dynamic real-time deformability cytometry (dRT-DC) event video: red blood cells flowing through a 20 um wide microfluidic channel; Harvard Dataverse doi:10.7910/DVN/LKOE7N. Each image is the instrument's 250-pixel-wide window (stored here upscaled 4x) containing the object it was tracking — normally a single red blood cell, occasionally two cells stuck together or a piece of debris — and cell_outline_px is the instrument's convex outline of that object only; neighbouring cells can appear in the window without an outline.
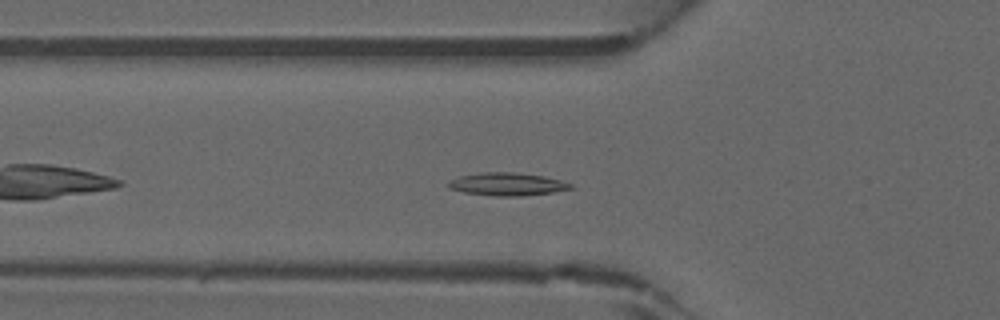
{"species": "common noctule bat (a hibernating species)", "species_latin": "Nyctalus noctula", "temperature_condition": "warm", "stored_images_in_passage": 37, "camera_frame_rate_fps": 3000, "um_per_image_px": 0.085, "animal": {"sex": "male", "forearm_length_mm": 52.5}, "frame": {"image": 1, "passage_image": 6, "time_ms": 1.667, "image_size_px": [1000, 320], "cell_outline_px": [[576, 188], [552, 192], [520, 196], [492, 196], [464, 192], [448, 188], [444, 184], [448, 180], [460, 176], [484, 172], [512, 172], [544, 176], [560, 180], [572, 184]], "centroid_in_image_um": [43.07, 15.65], "position_along_channel_um": 82.7, "area_um2": 16.42}}
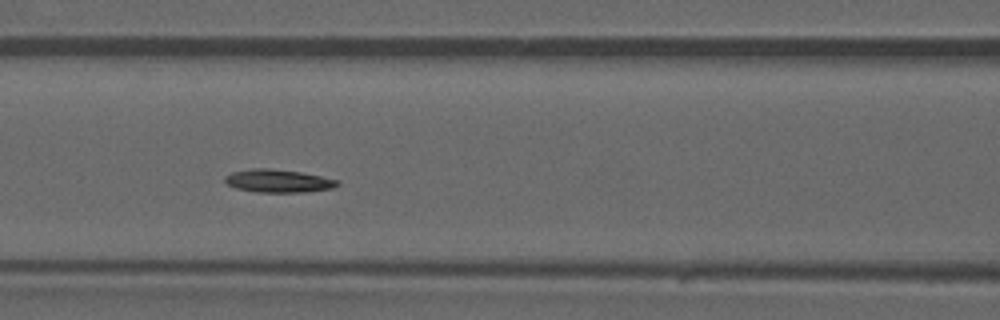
{"frame": {"image": 2, "passage_image": 10, "time_ms": 3.0, "image_size_px": [1000, 320], "cell_outline_px": [[340, 184], [332, 188], [304, 192], [256, 192], [236, 188], [228, 184], [224, 180], [224, 176], [232, 172], [252, 168], [268, 168], [300, 172], [340, 180]], "centroid_in_image_um": [23.64, 15.37], "position_along_channel_um": 143.0, "area_um2": 15.03}}
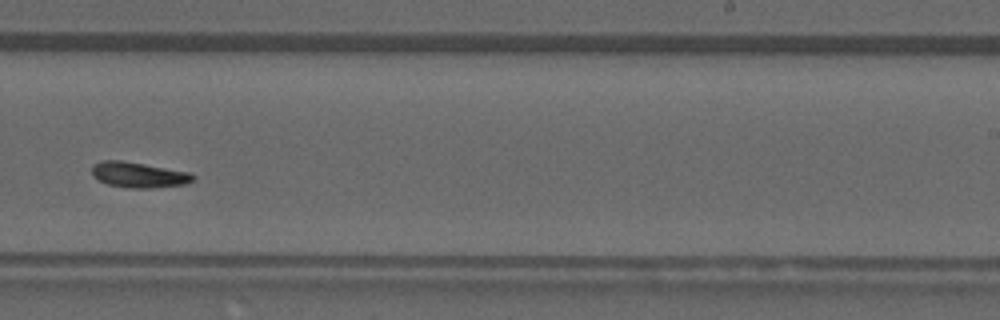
{"frame": {"image": 3, "passage_image": 19, "time_ms": 6.0, "image_size_px": [1000, 320], "cell_outline_px": [[196, 176], [188, 184], [152, 188], [128, 188], [108, 184], [92, 176], [92, 164], [100, 160], [120, 160], [192, 172]], "centroid_in_image_um": [11.8, 14.86], "position_along_channel_um": 277.2, "area_um2": 15.2}}